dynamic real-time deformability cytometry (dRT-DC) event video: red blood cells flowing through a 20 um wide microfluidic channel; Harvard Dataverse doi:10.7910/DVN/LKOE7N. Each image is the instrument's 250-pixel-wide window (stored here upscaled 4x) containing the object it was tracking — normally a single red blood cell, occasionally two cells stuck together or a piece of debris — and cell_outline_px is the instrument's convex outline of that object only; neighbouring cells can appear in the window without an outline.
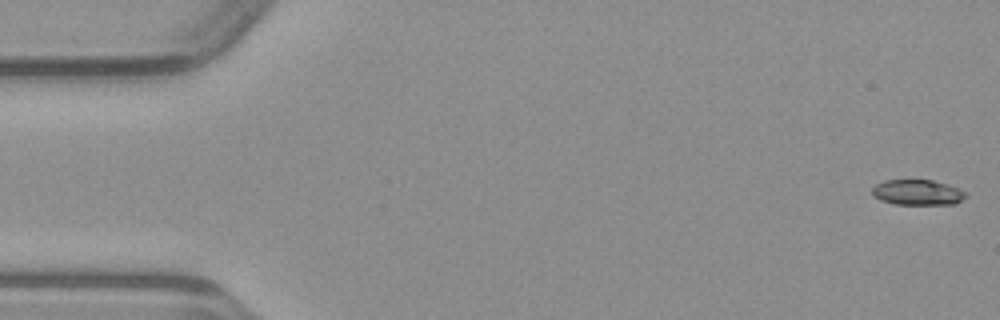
{"species": "common noctule bat (a hibernating species)", "species_latin": "Nyctalus noctula", "temperature_condition": "warm", "stored_images_in_passage": 49, "camera_frame_rate_fps": 3000, "um_per_image_px": 0.085, "animal": {"sex": "male", "body_mass_g": 23.1, "forearm_length_mm": 52.7}, "frame": {"image": 1, "passage_image": 1, "time_ms": 0.0, "image_size_px": [1000, 320], "cell_outline_px": [[968, 196], [956, 204], [896, 204], [880, 200], [872, 196], [872, 188], [876, 184], [884, 180], [932, 180], [956, 188], [964, 192]], "centroid_in_image_um": [77.95, 16.36], "position_along_channel_um": 7.0, "area_um2": 13.76}}
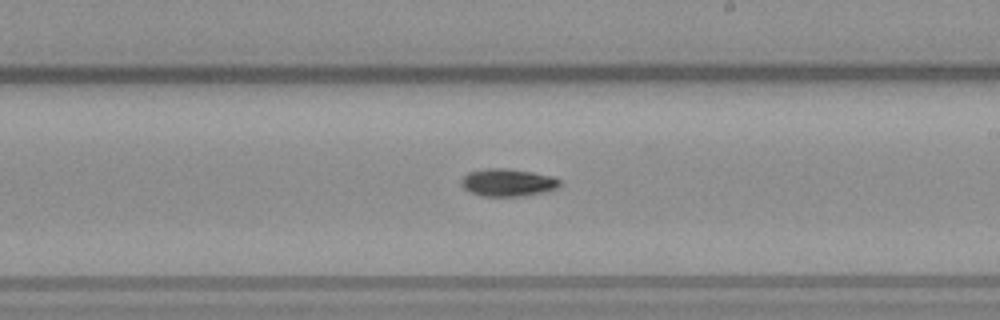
{"frame": {"image": 2, "passage_image": 28, "time_ms": 9.0, "image_size_px": [1000, 320], "cell_outline_px": [[560, 184], [556, 188], [544, 192], [524, 196], [480, 196], [464, 188], [460, 184], [460, 180], [468, 172], [484, 168], [504, 168], [532, 172], [552, 176], [560, 180]], "centroid_in_image_um": [43.13, 15.51], "position_along_channel_um": 245.9, "area_um2": 15.84}}
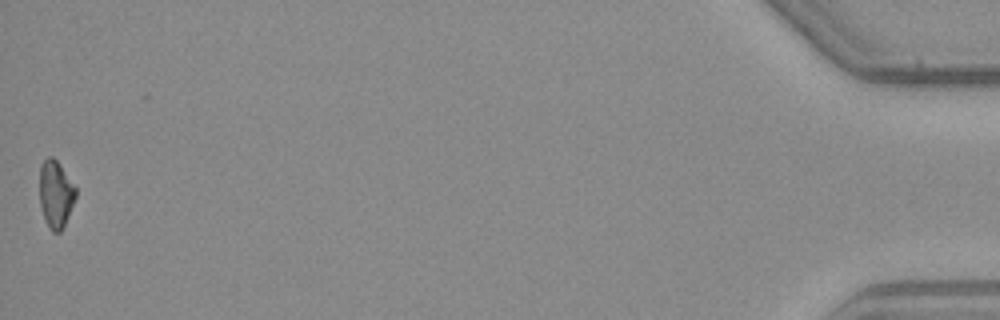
{"frame": {"image": 3, "passage_image": 49, "time_ms": 16.0, "image_size_px": [1000, 320], "cell_outline_px": [[76, 196], [64, 224], [60, 232], [52, 232], [48, 228], [44, 220], [40, 204], [40, 164], [48, 156], [52, 156], [56, 160], [76, 188]], "centroid_in_image_um": [4.71, 16.5], "position_along_channel_um": 430.5, "area_um2": 13.99}}